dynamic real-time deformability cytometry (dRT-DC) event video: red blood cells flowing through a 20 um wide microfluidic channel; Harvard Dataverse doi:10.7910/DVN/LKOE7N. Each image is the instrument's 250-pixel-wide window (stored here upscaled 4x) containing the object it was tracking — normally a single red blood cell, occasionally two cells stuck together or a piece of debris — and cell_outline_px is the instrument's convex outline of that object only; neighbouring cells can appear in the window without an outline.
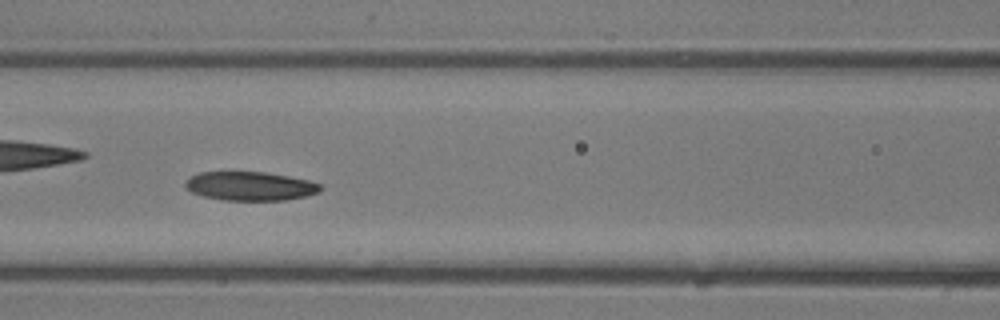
{"species": "common noctule bat (a hibernating species)", "species_latin": "Nyctalus noctula", "temperature_condition": "room temperature", "stored_images_in_passage": 37, "camera_frame_rate_fps": 3000, "um_per_image_px": 0.085, "animal": {"sex": "male", "body_mass_g": 13.3}, "frame": {"image": 1, "passage_image": 16, "time_ms": 5.0, "image_size_px": [1000, 320], "cell_outline_px": [[324, 188], [320, 192], [304, 196], [284, 200], [224, 200], [204, 196], [192, 192], [184, 184], [192, 176], [200, 172], [264, 172], [288, 176], [308, 180], [320, 184]], "centroid_in_image_um": [21.31, 15.82], "position_along_channel_um": 145.3, "area_um2": 22.48}}